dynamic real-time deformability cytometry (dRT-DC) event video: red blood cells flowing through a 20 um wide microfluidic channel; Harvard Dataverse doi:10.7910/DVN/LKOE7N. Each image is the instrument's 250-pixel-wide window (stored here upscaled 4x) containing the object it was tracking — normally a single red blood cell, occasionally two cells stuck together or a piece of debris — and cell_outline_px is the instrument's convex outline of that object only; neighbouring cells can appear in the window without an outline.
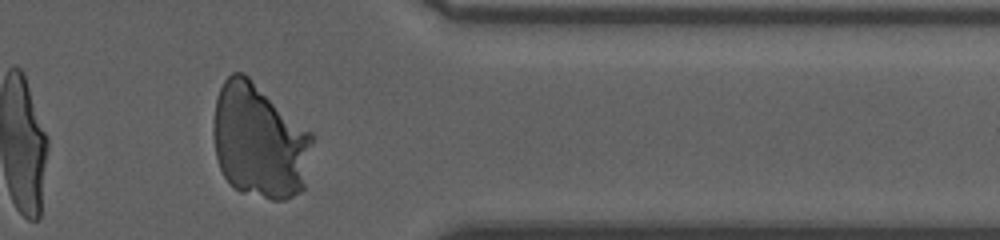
{"species": "human", "species_latin": "Homo sapiens", "temperature_condition": "room temperature", "stored_images_in_passage": 37, "camera_frame_rate_fps": 3000, "um_per_image_px": 0.085, "donor": {"sex": "male"}, "frame": {"image": 1, "passage_image": 31, "time_ms": 10.0, "image_size_px": [1000, 240], "cell_outline_px": [[312, 144], [304, 188], [300, 192], [284, 200], [272, 200], [240, 192], [224, 176], [220, 168], [216, 156], [212, 132], [212, 128], [216, 100], [220, 88], [224, 80], [232, 72], [244, 72], [312, 132]], "centroid_in_image_um": [22.03, 11.98], "position_along_channel_um": 389.4, "area_um2": 66.3}}